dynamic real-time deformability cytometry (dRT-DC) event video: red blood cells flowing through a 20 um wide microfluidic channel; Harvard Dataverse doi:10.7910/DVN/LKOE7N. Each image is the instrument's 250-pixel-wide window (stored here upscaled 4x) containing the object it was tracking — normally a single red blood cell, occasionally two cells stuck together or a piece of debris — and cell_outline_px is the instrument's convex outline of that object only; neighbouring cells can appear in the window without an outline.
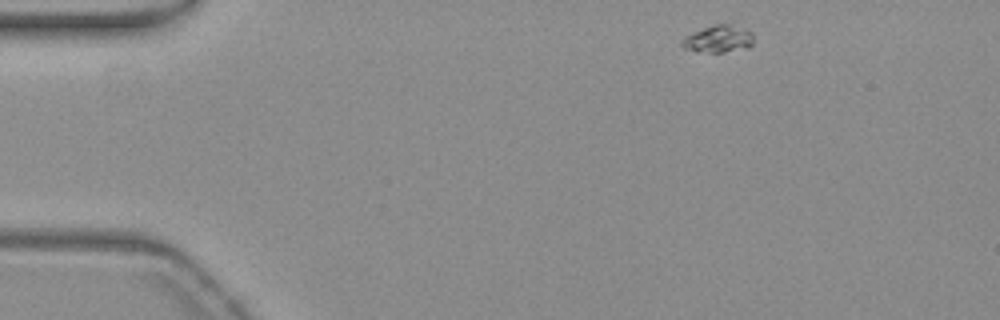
{"species": "common noctule bat (a hibernating species)", "species_latin": "Nyctalus noctula", "temperature_condition": "warm", "stored_images_in_passage": 48, "camera_frame_rate_fps": 3000, "um_per_image_px": 0.085, "animal": {"sex": "female", "body_mass_g": 19.3, "forearm_length_mm": 54.1}, "frame": {"image": 1, "passage_image": 1, "time_ms": 0.0, "image_size_px": [1000, 320], "cell_outline_px": [[752, 44], [748, 48], [724, 52], [696, 52], [684, 48], [680, 44], [680, 40], [684, 36], [704, 28], [716, 24], [728, 24], [744, 28], [752, 32]], "centroid_in_image_um": [61.03, 3.32], "position_along_channel_um": 24.0, "area_um2": 11.39}}
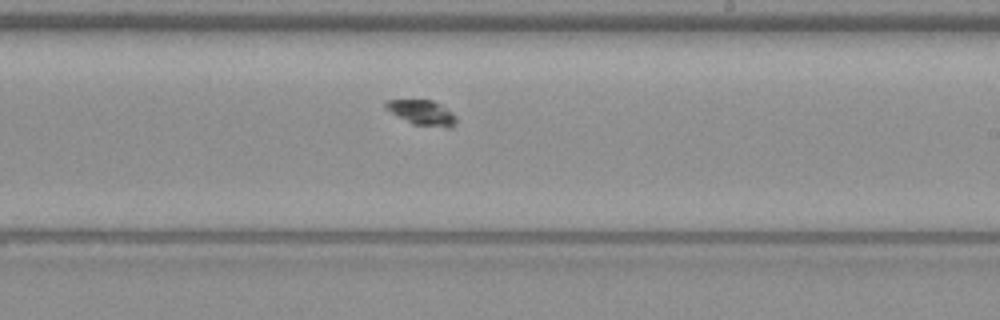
{"frame": {"image": 2, "passage_image": 26, "time_ms": 8.333, "image_size_px": [1000, 320], "cell_outline_px": [[456, 120], [448, 128], [412, 124], [396, 116], [384, 108], [384, 100], [432, 100], [440, 104], [452, 112], [456, 116]], "centroid_in_image_um": [35.82, 9.56], "position_along_channel_um": 253.2, "area_um2": 10.29}}
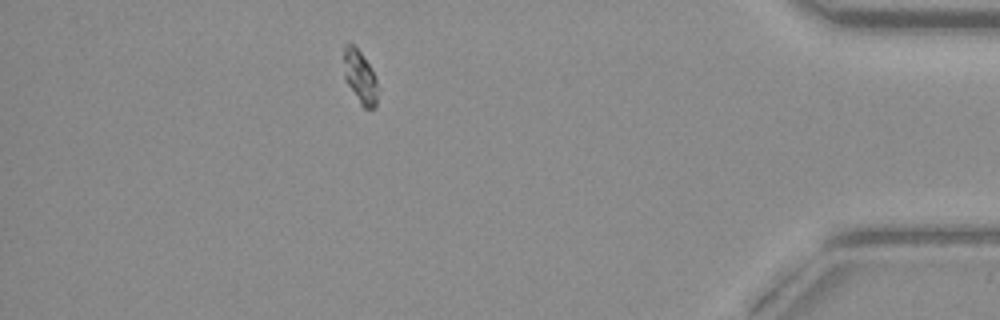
{"frame": {"image": 3, "passage_image": 42, "time_ms": 13.667, "image_size_px": [1000, 320], "cell_outline_px": [[376, 108], [364, 108], [360, 104], [348, 84], [344, 76], [344, 40], [348, 40], [360, 52], [368, 64], [376, 80]], "centroid_in_image_um": [30.56, 6.49], "position_along_channel_um": 404.6, "area_um2": 10.23}}